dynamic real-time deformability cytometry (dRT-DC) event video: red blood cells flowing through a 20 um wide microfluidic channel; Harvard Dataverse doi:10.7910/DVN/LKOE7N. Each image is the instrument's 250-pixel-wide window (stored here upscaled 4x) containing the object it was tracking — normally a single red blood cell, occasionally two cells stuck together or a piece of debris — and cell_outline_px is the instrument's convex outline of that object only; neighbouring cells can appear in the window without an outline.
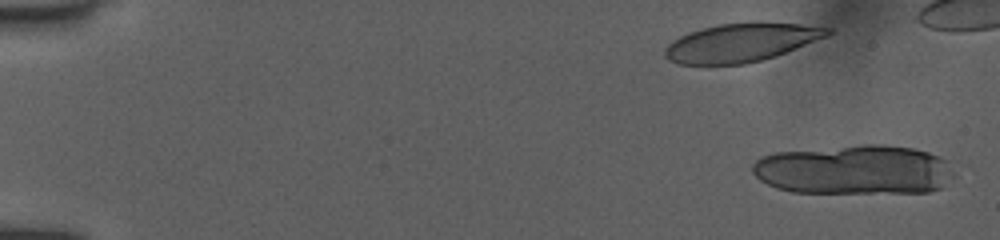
{"species": "human", "species_latin": "Homo sapiens", "temperature_condition": "room temperature", "stored_images_in_passage": 15, "camera_frame_rate_fps": 3000, "um_per_image_px": 0.085, "donor": {"sex": "female"}, "frame": {"image": 1, "passage_image": 1, "time_ms": 0.0, "image_size_px": [1000, 240], "cell_outline_px": [[944, 164], [940, 188], [928, 192], [792, 192], [776, 188], [760, 180], [752, 172], [752, 164], [756, 160], [764, 156], [776, 152], [864, 144], [884, 144], [912, 148], [928, 152], [940, 156], [944, 160]], "centroid_in_image_um": [72.42, 14.42], "position_along_channel_um": 12.6, "area_um2": 56.76}}
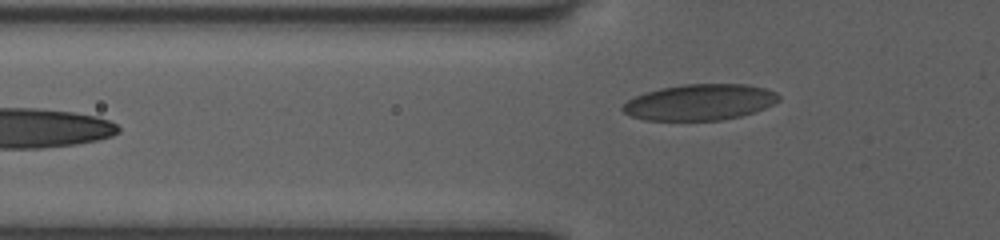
{"frame": {"image": 2, "passage_image": 15, "time_ms": 7.333, "image_size_px": [1000, 240], "cell_outline_px": [[780, 100], [764, 108], [740, 116], [720, 120], [644, 120], [632, 116], [624, 112], [620, 108], [628, 100], [636, 96], [660, 88], [684, 84], [748, 84], [764, 88], [776, 92], [780, 96]], "centroid_in_image_um": [59.49, 8.68], "position_along_channel_um": 66.3, "area_um2": 32.54}}